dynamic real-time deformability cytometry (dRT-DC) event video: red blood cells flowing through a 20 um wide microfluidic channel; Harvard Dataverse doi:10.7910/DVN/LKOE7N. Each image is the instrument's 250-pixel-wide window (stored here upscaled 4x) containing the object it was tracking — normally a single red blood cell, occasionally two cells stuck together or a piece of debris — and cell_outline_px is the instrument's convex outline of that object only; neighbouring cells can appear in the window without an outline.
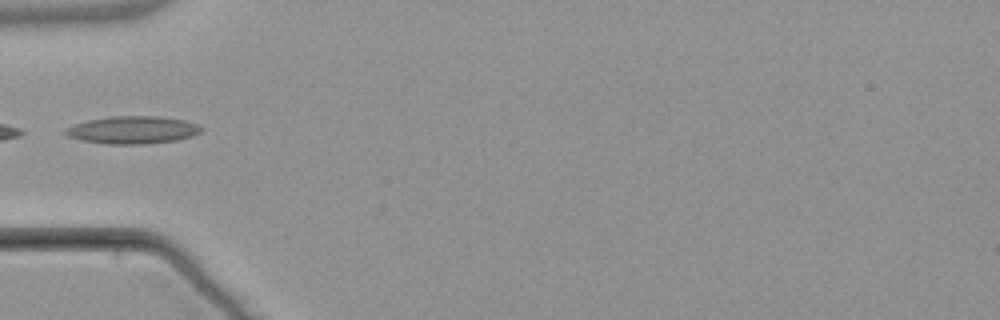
{"species": "common noctule bat (a hibernating species)", "species_latin": "Nyctalus noctula", "temperature_condition": "warm", "stored_images_in_passage": 5, "camera_frame_rate_fps": 3000, "um_per_image_px": 0.085, "animal": {"sex": "male", "body_mass_g": 21.5, "forearm_length_mm": 52.0}, "frame": {"image": 1, "passage_image": 5, "time_ms": 5.667, "image_size_px": [1000, 320], "cell_outline_px": [[204, 128], [200, 132], [192, 136], [176, 140], [140, 144], [108, 144], [80, 140], [68, 136], [60, 132], [64, 128], [88, 120], [108, 116], [160, 116], [184, 120], [196, 124]], "centroid_in_image_um": [11.23, 11.04], "position_along_channel_um": 73.8, "area_um2": 21.91}}